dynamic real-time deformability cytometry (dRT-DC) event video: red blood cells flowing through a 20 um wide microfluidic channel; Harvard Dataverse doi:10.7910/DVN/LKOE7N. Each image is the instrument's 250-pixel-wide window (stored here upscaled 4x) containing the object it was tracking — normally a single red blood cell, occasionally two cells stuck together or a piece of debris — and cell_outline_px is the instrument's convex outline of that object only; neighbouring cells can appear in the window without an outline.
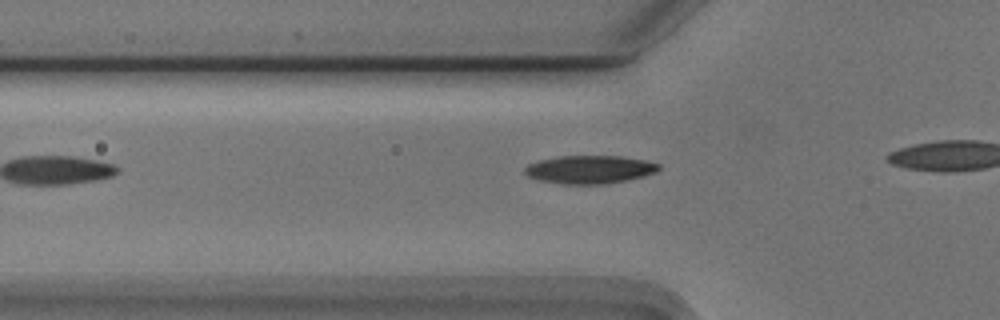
{"species": "Egyptian fruit bat (a non-hibernating species)", "species_latin": "Rousettus aegyptiacus", "temperature_condition": "cold", "stored_images_in_passage": 8, "camera_frame_rate_fps": 3000, "um_per_image_px": 0.085, "animal": {"sex": "male"}, "frame": {"image": 1, "passage_image": 2, "time_ms": 0.333, "image_size_px": [1000, 320], "cell_outline_px": [[660, 168], [656, 172], [644, 176], [628, 180], [604, 184], [560, 184], [540, 180], [528, 176], [524, 172], [524, 168], [528, 164], [540, 160], [560, 156], [624, 156], [648, 160], [660, 164]], "centroid_in_image_um": [50.16, 14.4], "position_along_channel_um": 75.6, "area_um2": 22.14}}
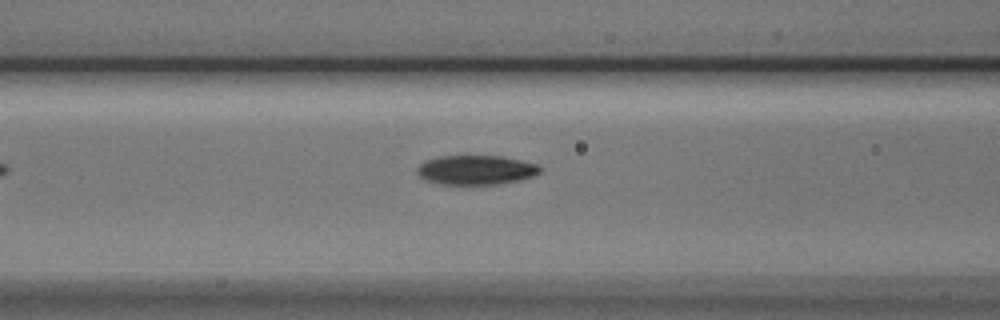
{"frame": {"image": 2, "passage_image": 6, "time_ms": 1.667, "image_size_px": [1000, 320], "cell_outline_px": [[540, 172], [532, 176], [520, 180], [496, 184], [440, 184], [428, 180], [420, 176], [416, 172], [416, 168], [424, 160], [440, 156], [500, 156], [520, 160], [536, 164], [540, 168]], "centroid_in_image_um": [40.42, 14.44], "position_along_channel_um": 126.2, "area_um2": 20.87}}